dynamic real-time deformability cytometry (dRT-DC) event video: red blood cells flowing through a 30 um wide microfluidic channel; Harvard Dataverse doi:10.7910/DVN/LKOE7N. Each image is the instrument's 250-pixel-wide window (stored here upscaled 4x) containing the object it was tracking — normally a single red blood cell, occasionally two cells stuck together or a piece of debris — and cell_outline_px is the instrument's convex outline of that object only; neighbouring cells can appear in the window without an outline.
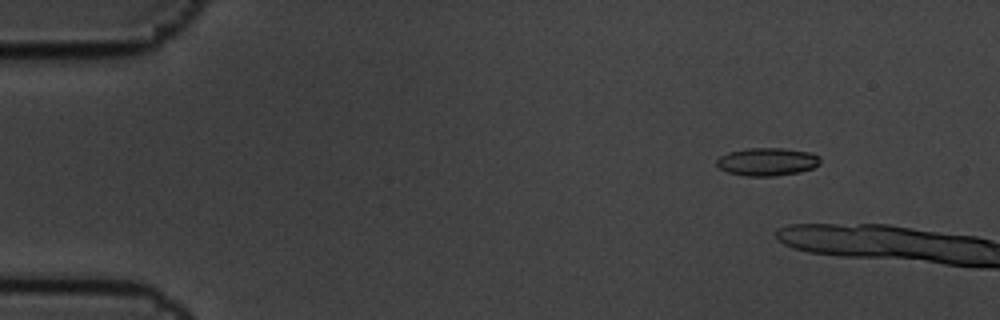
{"species": "common noctule bat (a hibernating species)", "species_latin": "Nyctalus noctula", "temperature_condition": "cold", "stored_images_in_passage": 2, "camera_frame_rate_fps": 3000, "um_per_image_px": 0.085, "animal": {"sex": "male", "body_mass_g": 19.5, "forearm_length_mm": 54.6}, "frame": {"image": 1, "passage_image": 1, "time_ms": 0.0, "image_size_px": [1000, 320], "cell_outline_px": [[820, 164], [812, 168], [800, 172], [776, 176], [744, 176], [728, 172], [720, 168], [716, 164], [716, 160], [720, 156], [728, 152], [748, 148], [784, 148], [812, 152], [820, 156]], "centroid_in_image_um": [65.23, 13.74], "position_along_channel_um": 19.8, "area_um2": 17.05}}